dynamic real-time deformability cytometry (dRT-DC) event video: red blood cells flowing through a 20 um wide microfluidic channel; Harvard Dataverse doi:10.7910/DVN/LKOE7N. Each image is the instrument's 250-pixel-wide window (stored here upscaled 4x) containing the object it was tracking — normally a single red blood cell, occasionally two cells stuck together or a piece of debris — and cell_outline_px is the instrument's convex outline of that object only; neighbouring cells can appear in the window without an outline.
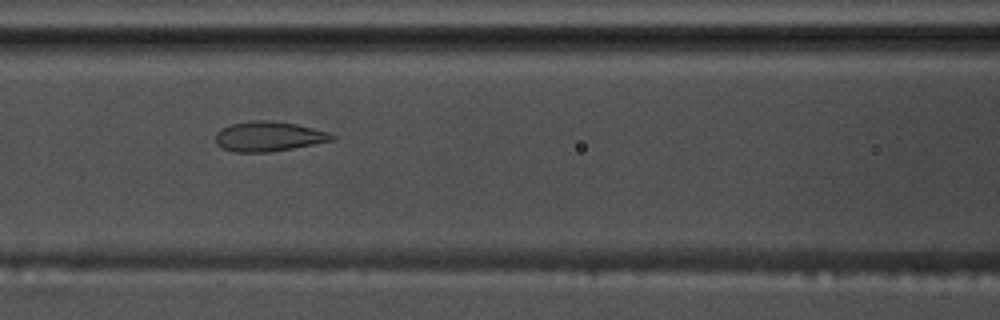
{"species": "common noctule bat (a hibernating species)", "species_latin": "Nyctalus noctula", "temperature_condition": "warm", "stored_images_in_passage": 52, "camera_frame_rate_fps": 3000, "um_per_image_px": 0.085, "animal": {"sex": "male", "body_mass_g": 17.5, "forearm_length_mm": 52.3}, "frame": {"image": 1, "passage_image": 21, "time_ms": 6.667, "image_size_px": [1000, 320], "cell_outline_px": [[336, 140], [292, 148], [268, 152], [232, 152], [216, 144], [216, 132], [232, 124], [252, 120], [264, 120], [296, 124], [328, 132], [336, 136]], "centroid_in_image_um": [22.85, 11.6], "position_along_channel_um": 143.8, "area_um2": 20.06}}
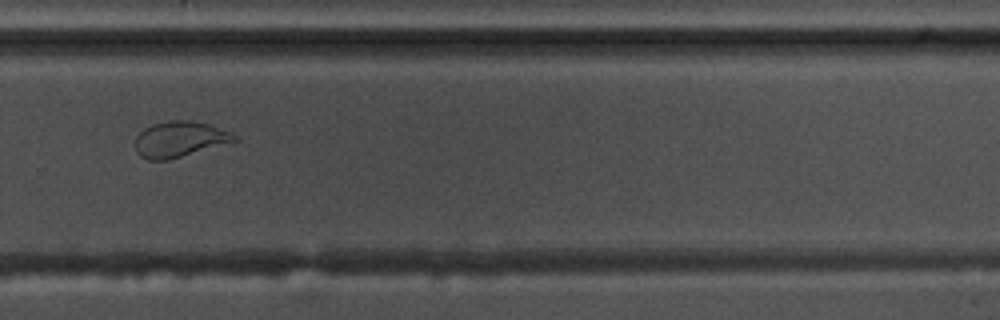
{"frame": {"image": 2, "passage_image": 35, "time_ms": 11.333, "image_size_px": [1000, 320], "cell_outline_px": [[236, 140], [168, 160], [148, 160], [140, 156], [136, 152], [136, 136], [144, 128], [152, 124], [172, 120], [188, 120], [208, 124], [228, 132], [236, 136]], "centroid_in_image_um": [15.18, 11.83], "position_along_channel_um": 314.6, "area_um2": 20.11}}
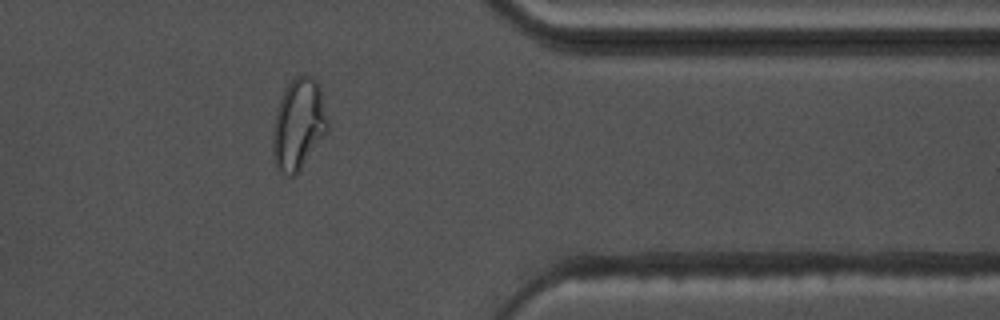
{"frame": {"image": 3, "passage_image": 42, "time_ms": 13.667, "image_size_px": [1000, 320], "cell_outline_px": [[328, 132], [296, 176], [288, 176], [280, 172], [276, 168], [272, 152], [272, 140], [276, 108], [288, 84], [296, 76], [312, 76], [320, 84], [328, 124]], "centroid_in_image_um": [25.38, 10.61], "position_along_channel_um": 386.0, "area_um2": 29.42}, "authors_computed_cell_mechanics": {"area_um2": 23.0044, "velocity_mm_per_s": 3.664, "shape_relaxation_time_tau1_ms": 8.3679, "shape_relaxation_time_tau2_ms": 0.7731, "deformation_change_tau1": 0.2355, "deformation_change_tau2": 0.0578}}